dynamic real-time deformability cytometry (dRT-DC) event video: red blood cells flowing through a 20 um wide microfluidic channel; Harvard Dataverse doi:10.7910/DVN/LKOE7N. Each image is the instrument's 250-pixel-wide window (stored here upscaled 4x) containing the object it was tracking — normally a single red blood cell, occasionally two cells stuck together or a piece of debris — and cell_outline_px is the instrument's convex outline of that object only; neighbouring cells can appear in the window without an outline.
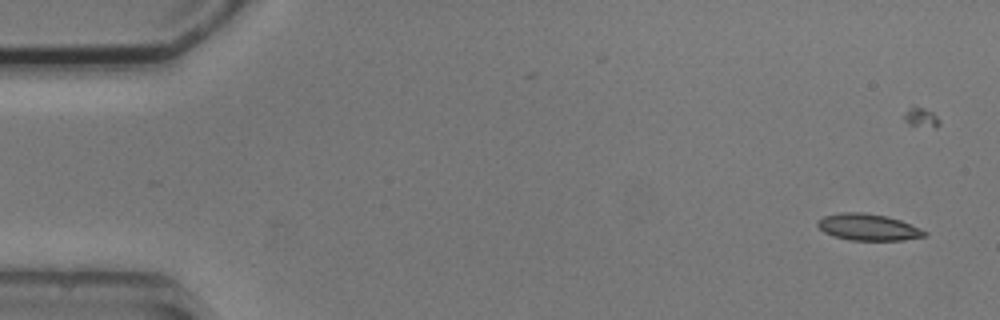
{"species": "common noctule bat (a hibernating species)", "species_latin": "Nyctalus noctula", "temperature_condition": "cold", "stored_images_in_passage": 4, "segment_of_instrument_passage": [2, 2], "camera_frame_rate_fps": 3000, "um_per_image_px": 0.085, "animal": {"sex": "male", "body_mass_g": 20.5, "forearm_length_mm": 52.5}, "frame": {"image": 1, "passage_image": 4, "time_ms": 4.667, "image_size_px": [1000, 320], "cell_outline_px": [[928, 236], [904, 240], [848, 240], [832, 236], [824, 232], [816, 224], [816, 220], [824, 216], [840, 212], [864, 212], [888, 216], [900, 220], [920, 228], [928, 232]], "centroid_in_image_um": [73.79, 19.31], "position_along_channel_um": 11.2, "area_um2": 16.82}}